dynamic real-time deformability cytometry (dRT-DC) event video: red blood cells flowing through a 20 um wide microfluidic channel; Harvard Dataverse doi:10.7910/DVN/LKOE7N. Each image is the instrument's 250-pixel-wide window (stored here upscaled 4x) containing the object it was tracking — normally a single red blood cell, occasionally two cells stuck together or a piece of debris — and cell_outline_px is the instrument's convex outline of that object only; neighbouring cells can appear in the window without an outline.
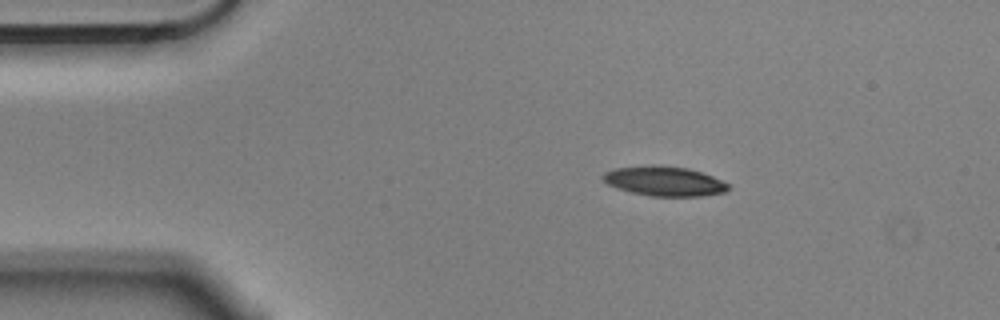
{"species": "Egyptian fruit bat (a non-hibernating species)", "species_latin": "Rousettus aegyptiacus", "temperature_condition": "cold", "stored_images_in_passage": 47, "camera_frame_rate_fps": 3000, "um_per_image_px": 0.085, "animal": {"sex": "male"}, "frame": {"image": 1, "passage_image": 1, "time_ms": 0.0, "image_size_px": [1000, 320], "cell_outline_px": [[728, 188], [724, 192], [700, 196], [648, 196], [616, 188], [608, 184], [600, 176], [604, 172], [616, 168], [688, 168], [712, 176], [728, 184]], "centroid_in_image_um": [56.46, 15.45], "position_along_channel_um": 28.5, "area_um2": 20.52}}
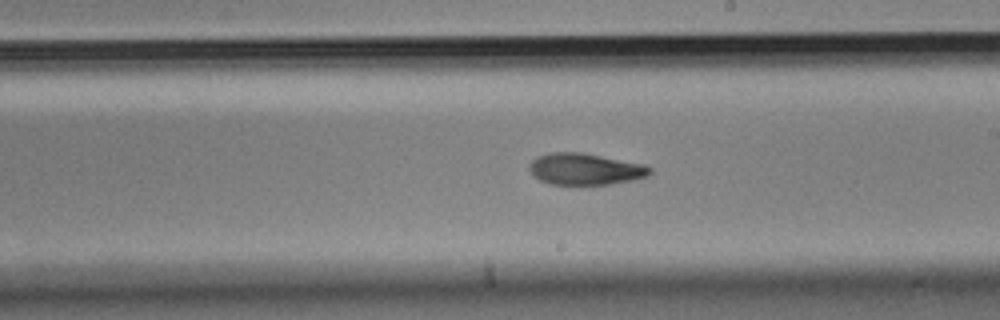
{"frame": {"image": 2, "passage_image": 23, "time_ms": 7.333, "image_size_px": [1000, 320], "cell_outline_px": [[652, 172], [648, 176], [636, 180], [612, 184], [552, 184], [540, 180], [532, 176], [528, 168], [528, 164], [532, 160], [540, 156], [552, 152], [580, 152], [644, 164], [652, 168]], "centroid_in_image_um": [49.75, 14.38], "position_along_channel_um": 239.2, "area_um2": 22.25}}
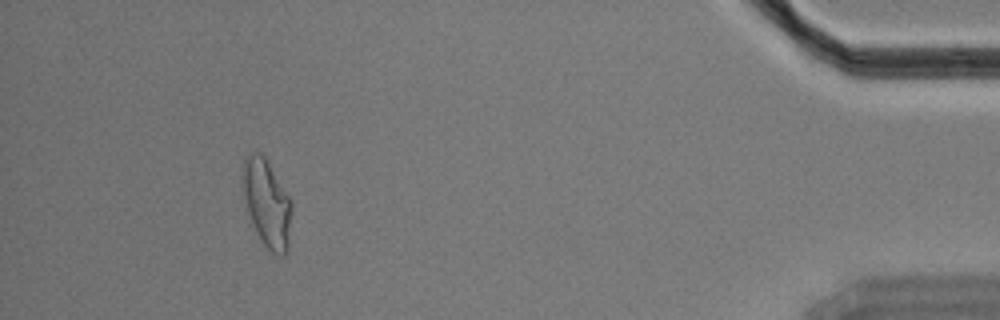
{"frame": {"image": 3, "passage_image": 43, "time_ms": 14.0, "image_size_px": [1000, 320], "cell_outline_px": [[292, 208], [288, 252], [284, 256], [280, 256], [272, 252], [264, 244], [256, 232], [248, 212], [244, 196], [240, 176], [240, 172], [244, 156], [248, 152], [260, 152], [264, 156], [292, 200]], "centroid_in_image_um": [22.67, 17.23], "position_along_channel_um": 412.5, "area_um2": 25.43}, "authors_computed_cell_mechanics": {"area_um2": 22.7154, "velocity_mm_per_s": 3.5587, "shape_relaxation_time_tau1_ms": 6.4968, "shape_relaxation_time_tau2_ms": 8.5421, "deformation_change_tau1": 0.1788, "deformation_change_tau2": 0.1659}}